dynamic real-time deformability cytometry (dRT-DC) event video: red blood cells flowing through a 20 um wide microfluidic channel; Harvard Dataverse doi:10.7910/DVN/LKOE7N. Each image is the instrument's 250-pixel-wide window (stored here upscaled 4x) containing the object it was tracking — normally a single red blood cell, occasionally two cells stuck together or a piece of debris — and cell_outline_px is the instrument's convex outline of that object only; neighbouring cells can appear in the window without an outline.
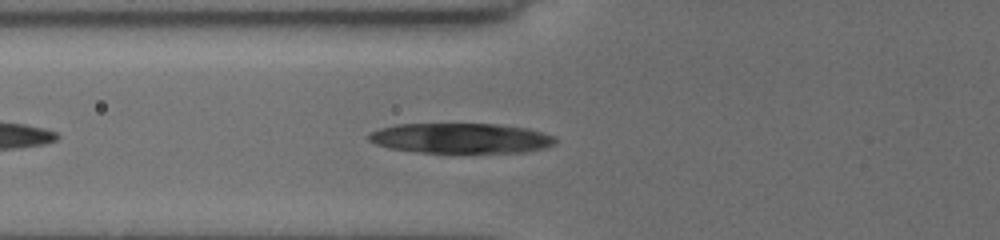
{"species": "common noctule bat (a hibernating species)", "species_latin": "Nyctalus noctula", "temperature_condition": "cold", "stored_images_in_passage": 22, "camera_frame_rate_fps": 3000, "um_per_image_px": 0.085, "animal": {"sex": "female", "body_mass_g": 19.5, "forearm_length_mm": 54.1}, "frame": {"image": 1, "passage_image": 9, "time_ms": 2.667, "image_size_px": [1000, 240], "cell_outline_px": [[556, 144], [544, 148], [524, 152], [420, 152], [388, 148], [376, 144], [368, 140], [368, 136], [372, 132], [380, 128], [396, 124], [500, 124], [528, 128], [544, 132], [556, 136]], "centroid_in_image_um": [39.21, 11.74], "position_along_channel_um": 86.6, "area_um2": 32.83}}